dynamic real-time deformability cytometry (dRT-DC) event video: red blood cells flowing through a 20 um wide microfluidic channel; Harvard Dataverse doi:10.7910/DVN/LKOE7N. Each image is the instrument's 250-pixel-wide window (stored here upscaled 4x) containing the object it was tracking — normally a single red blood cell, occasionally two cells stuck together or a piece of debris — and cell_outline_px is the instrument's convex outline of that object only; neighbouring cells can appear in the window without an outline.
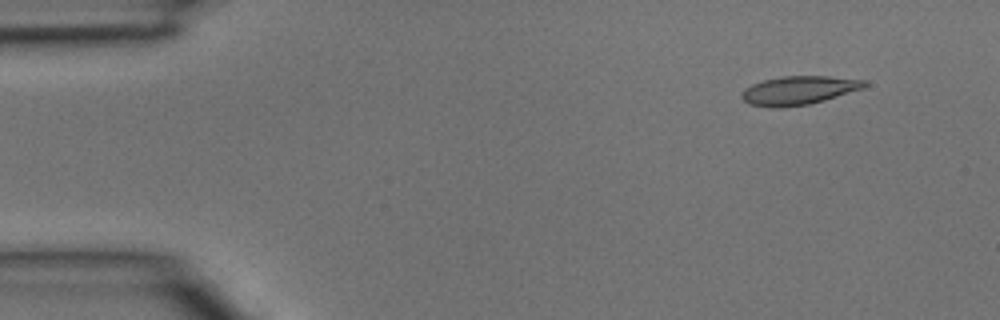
{"species": "common noctule bat (a hibernating species)", "species_latin": "Nyctalus noctula", "temperature_condition": "room temperature", "stored_images_in_passage": 4, "segment_of_instrument_passage": [2, 2], "camera_frame_rate_fps": 3000, "um_per_image_px": 0.085, "animal": {"sex": "male", "body_mass_g": 15.6}, "frame": {"image": 1, "passage_image": 4, "time_ms": 1.0, "image_size_px": [1000, 320], "cell_outline_px": [[868, 84], [864, 88], [824, 100], [808, 104], [780, 108], [772, 108], [748, 104], [740, 96], [740, 92], [744, 88], [752, 84], [764, 80], [780, 76], [828, 76], [864, 80]], "centroid_in_image_um": [67.84, 7.68], "position_along_channel_um": 17.2, "area_um2": 20.58}}